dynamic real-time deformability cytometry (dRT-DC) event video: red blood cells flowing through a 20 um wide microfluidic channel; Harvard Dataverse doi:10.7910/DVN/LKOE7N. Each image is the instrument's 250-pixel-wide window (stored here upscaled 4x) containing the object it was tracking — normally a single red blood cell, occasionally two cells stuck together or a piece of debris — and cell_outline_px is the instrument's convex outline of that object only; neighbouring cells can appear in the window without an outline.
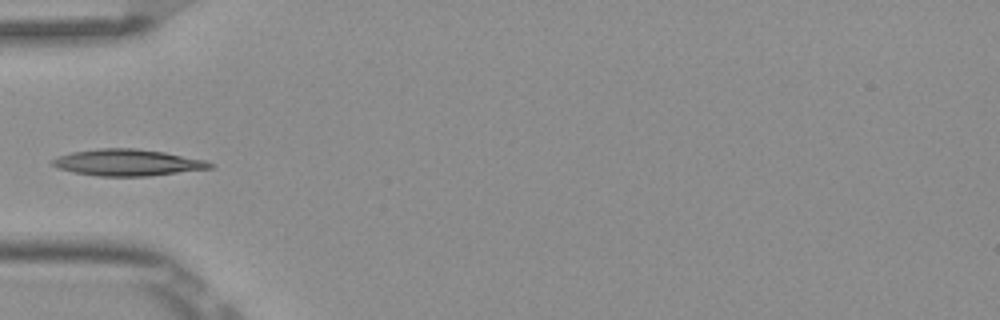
{"species": "Egyptian fruit bat (a non-hibernating species)", "species_latin": "Rousettus aegyptiacus", "temperature_condition": "room temperature", "stored_images_in_passage": 8, "camera_frame_rate_fps": 3000, "um_per_image_px": 0.085, "frame": {"image": 1, "passage_image": 6, "time_ms": 1.667, "image_size_px": [1000, 320], "cell_outline_px": [[212, 168], [148, 176], [100, 176], [72, 172], [56, 168], [52, 164], [52, 160], [60, 156], [72, 152], [100, 148], [136, 148], [164, 152], [204, 160], [212, 164]], "centroid_in_image_um": [10.81, 13.82], "position_along_channel_um": 74.2, "area_um2": 24.1}}
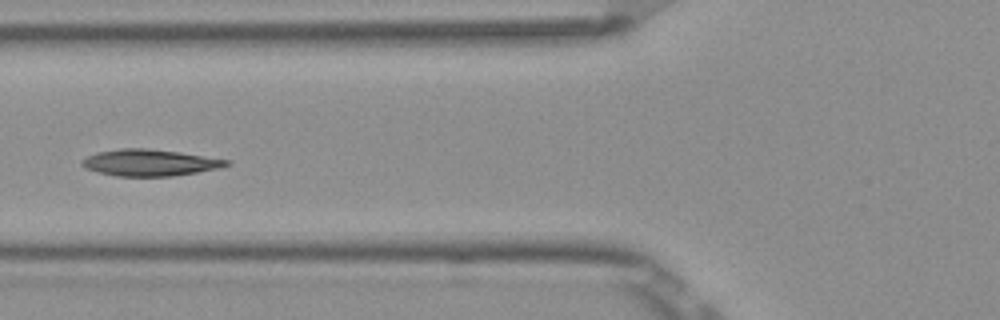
{"frame": {"image": 2, "passage_image": 7, "time_ms": 2.0, "image_size_px": [1000, 320], "cell_outline_px": [[232, 164], [220, 168], [172, 176], [116, 176], [84, 168], [80, 164], [80, 160], [96, 152], [120, 148], [148, 148], [180, 152], [232, 160]], "centroid_in_image_um": [12.74, 13.81], "position_along_channel_um": 113.1, "area_um2": 22.54}}
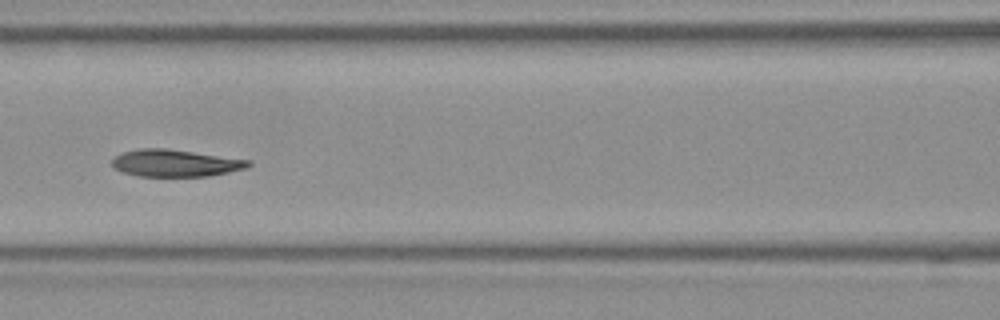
{"frame": {"image": 3, "passage_image": 8, "time_ms": 2.333, "image_size_px": [1000, 320], "cell_outline_px": [[252, 164], [248, 168], [208, 176], [140, 176], [124, 172], [112, 168], [112, 160], [116, 156], [124, 152], [140, 148], [168, 148], [252, 160]], "centroid_in_image_um": [14.94, 13.85], "position_along_channel_um": 151.7, "area_um2": 21.62}}